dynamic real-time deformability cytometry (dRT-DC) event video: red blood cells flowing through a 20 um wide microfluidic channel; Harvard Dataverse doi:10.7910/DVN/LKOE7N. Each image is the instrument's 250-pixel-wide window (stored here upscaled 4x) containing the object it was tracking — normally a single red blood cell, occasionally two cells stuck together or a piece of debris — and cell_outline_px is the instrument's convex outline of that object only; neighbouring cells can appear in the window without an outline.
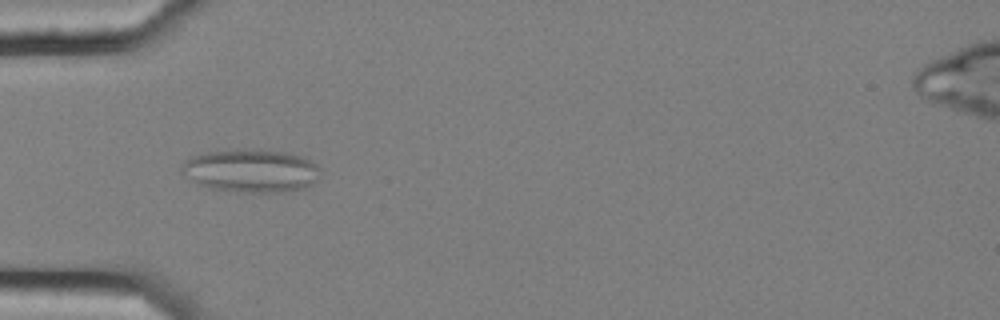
{"species": "common noctule bat (a hibernating species)", "species_latin": "Nyctalus noctula", "temperature_condition": "cold", "stored_images_in_passage": 7, "camera_frame_rate_fps": 3000, "um_per_image_px": 0.085, "animal": {"sex": "female", "body_mass_g": 25.1}, "frame": {"image": 1, "passage_image": 6, "time_ms": 1.667, "image_size_px": [1000, 320], "cell_outline_px": [[320, 168], [316, 180], [304, 188], [280, 192], [244, 192], [208, 188], [196, 184], [180, 172], [180, 168], [184, 160], [192, 156], [208, 152], [240, 148], [284, 152], [300, 156], [312, 160]], "centroid_in_image_um": [21.28, 14.5], "position_along_channel_um": 63.7, "area_um2": 34.97}}
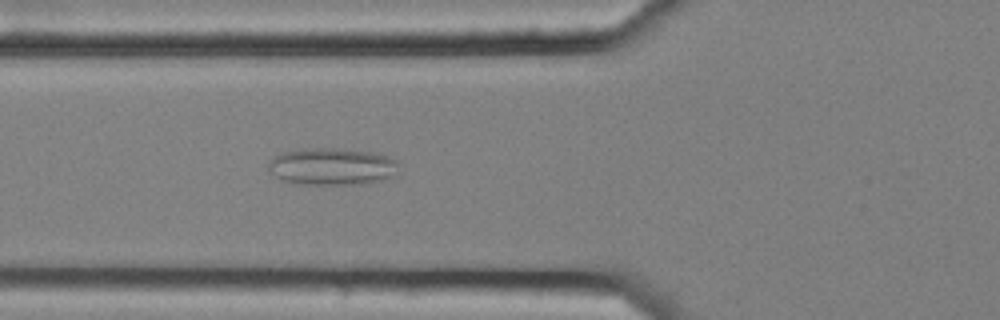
{"frame": {"image": 2, "passage_image": 7, "time_ms": 2.0, "image_size_px": [1000, 320], "cell_outline_px": [[396, 176], [384, 180], [364, 184], [304, 184], [284, 180], [276, 176], [268, 168], [268, 164], [276, 156], [284, 152], [312, 148], [344, 148], [372, 152], [388, 156], [396, 160]], "centroid_in_image_um": [28.29, 14.15], "position_along_channel_um": 97.5, "area_um2": 28.03}}